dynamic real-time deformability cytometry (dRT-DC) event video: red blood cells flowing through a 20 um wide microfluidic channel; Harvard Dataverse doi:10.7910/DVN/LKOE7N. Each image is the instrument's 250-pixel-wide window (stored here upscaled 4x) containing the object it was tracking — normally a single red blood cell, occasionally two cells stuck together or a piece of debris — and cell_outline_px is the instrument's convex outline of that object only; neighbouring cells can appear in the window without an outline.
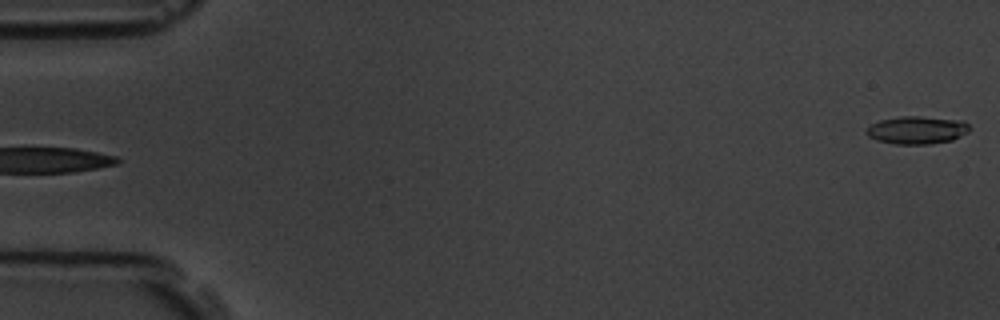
{"species": "common noctule bat (a hibernating species)", "species_latin": "Nyctalus noctula", "temperature_condition": "room temperature", "stored_images_in_passage": 5, "camera_frame_rate_fps": 3000, "um_per_image_px": 0.085, "animal": {"sex": "male", "body_mass_g": 19.5, "forearm_length_mm": 54.6}, "frame": {"image": 1, "passage_image": 5, "time_ms": 4.667, "image_size_px": [1000, 320], "cell_outline_px": [[968, 132], [952, 140], [928, 144], [896, 144], [876, 140], [868, 136], [864, 132], [872, 124], [880, 120], [900, 116], [920, 116], [964, 120], [968, 124]], "centroid_in_image_um": [77.93, 11.05], "position_along_channel_um": 7.1, "area_um2": 16.7}}